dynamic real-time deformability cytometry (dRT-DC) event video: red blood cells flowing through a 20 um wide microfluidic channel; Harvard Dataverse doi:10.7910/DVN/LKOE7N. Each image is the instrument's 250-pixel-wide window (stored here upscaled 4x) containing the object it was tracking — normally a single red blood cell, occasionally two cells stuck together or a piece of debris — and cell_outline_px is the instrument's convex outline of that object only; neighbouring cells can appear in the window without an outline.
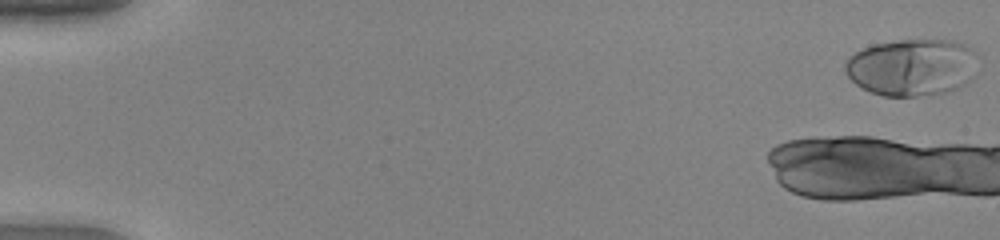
{"species": "human", "species_latin": "Homo sapiens", "temperature_condition": "warm", "stored_images_in_passage": 11, "camera_frame_rate_fps": 3000, "um_per_image_px": 0.085, "donor": {"sex": "female"}, "frame": {"image": 1, "passage_image": 1, "time_ms": 0.0, "image_size_px": [1000, 240], "cell_outline_px": [[980, 56], [972, 80], [956, 88], [944, 92], [916, 96], [884, 96], [872, 92], [856, 84], [844, 72], [844, 64], [848, 56], [872, 44], [900, 40], [952, 40], [964, 44], [972, 48]], "centroid_in_image_um": [77.55, 5.7], "position_along_channel_um": 7.5, "area_um2": 44.51}}